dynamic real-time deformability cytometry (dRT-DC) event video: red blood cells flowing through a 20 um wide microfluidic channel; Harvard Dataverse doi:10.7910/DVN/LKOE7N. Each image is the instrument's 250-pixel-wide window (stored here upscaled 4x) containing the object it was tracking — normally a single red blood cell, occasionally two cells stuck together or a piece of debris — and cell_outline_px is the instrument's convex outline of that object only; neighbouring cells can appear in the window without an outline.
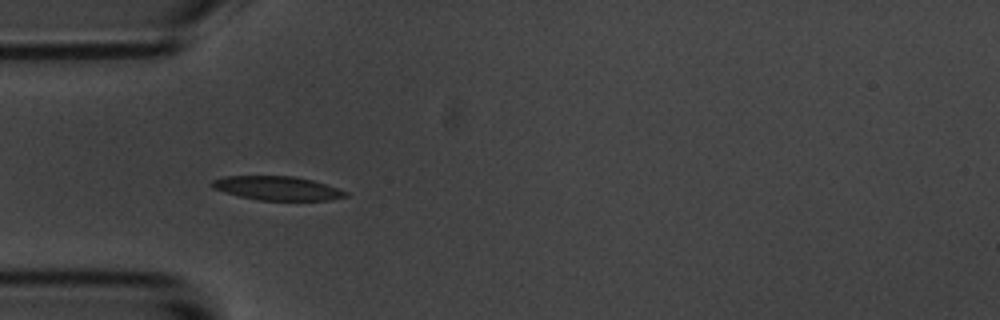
{"species": "common noctule bat (a hibernating species)", "species_latin": "Nyctalus noctula", "temperature_condition": "room temperature", "stored_images_in_passage": 40, "camera_frame_rate_fps": 3000, "um_per_image_px": 0.085, "animal": {"sex": "male", "body_mass_g": 20.1, "forearm_length_mm": 53.5}, "frame": {"image": 1, "passage_image": 1, "time_ms": 0.0, "image_size_px": [1000, 320], "cell_outline_px": [[348, 196], [328, 200], [260, 200], [240, 196], [224, 192], [212, 188], [208, 184], [212, 180], [224, 176], [292, 176], [312, 180], [348, 192]], "centroid_in_image_um": [23.51, 15.99], "position_along_channel_um": 61.5, "area_um2": 18.5}}
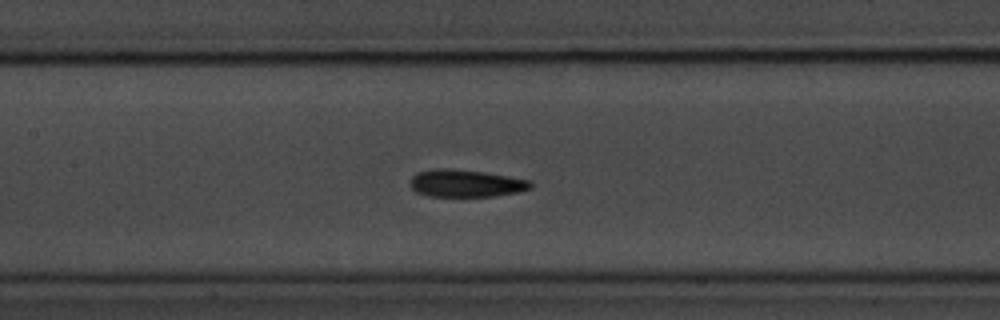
{"frame": {"image": 2, "passage_image": 10, "time_ms": 3.0, "image_size_px": [1000, 320], "cell_outline_px": [[532, 188], [516, 192], [492, 196], [428, 196], [416, 192], [412, 188], [412, 176], [416, 172], [436, 168], [448, 168], [484, 172], [532, 180]], "centroid_in_image_um": [39.6, 15.57], "position_along_channel_um": 167.8, "area_um2": 19.13}}
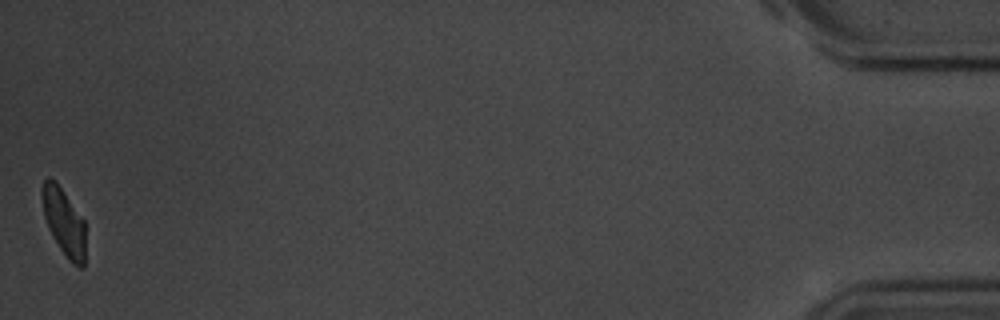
{"frame": {"image": 3, "passage_image": 40, "time_ms": 13.0, "image_size_px": [1000, 320], "cell_outline_px": [[84, 268], [80, 268], [72, 264], [68, 260], [52, 236], [48, 228], [44, 216], [40, 192], [40, 188], [44, 180], [48, 176], [56, 180], [84, 220]], "centroid_in_image_um": [5.4, 18.83], "position_along_channel_um": 429.8, "area_um2": 17.17}, "authors_computed_cell_mechanics": {"area_um2": 18.8139, "velocity_mm_per_s": 3.5746, "shape_relaxation_time_tau1_ms": 2.3726, "shape_relaxation_time_tau2_ms": 6.4893, "deformation_change_tau1": 0.1117, "deformation_change_tau2": 0.0874}}